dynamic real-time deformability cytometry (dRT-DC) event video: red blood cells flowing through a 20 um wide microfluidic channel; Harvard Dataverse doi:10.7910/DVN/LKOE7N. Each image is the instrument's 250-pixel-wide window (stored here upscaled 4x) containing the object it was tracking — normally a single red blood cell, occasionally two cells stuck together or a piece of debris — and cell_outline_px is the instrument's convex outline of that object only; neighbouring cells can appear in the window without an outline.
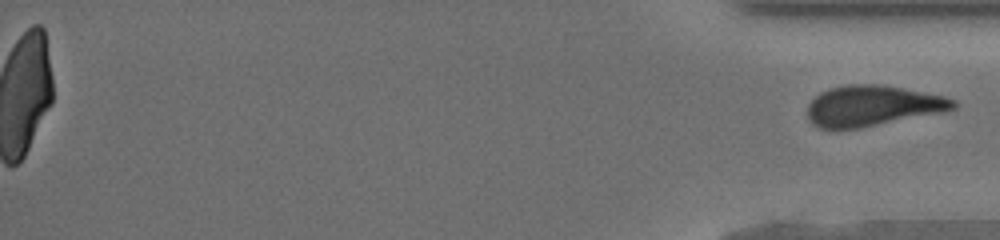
{"species": "human", "species_latin": "Homo sapiens", "temperature_condition": "cold", "stored_images_in_passage": 44, "segment_of_instrument_passage": [2, 2], "camera_frame_rate_fps": 3000, "um_per_image_px": 0.085, "donor": {"sex": "male"}, "frame": {"image": 1, "passage_image": 44, "time_ms": 14.333, "image_size_px": [1000, 240], "cell_outline_px": [[956, 108], [944, 112], [860, 128], [820, 128], [812, 124], [808, 116], [808, 104], [820, 92], [832, 88], [848, 84], [880, 84], [944, 96], [956, 100]], "centroid_in_image_um": [74.18, 8.99], "position_along_channel_um": 361.0, "area_um2": 34.33}}